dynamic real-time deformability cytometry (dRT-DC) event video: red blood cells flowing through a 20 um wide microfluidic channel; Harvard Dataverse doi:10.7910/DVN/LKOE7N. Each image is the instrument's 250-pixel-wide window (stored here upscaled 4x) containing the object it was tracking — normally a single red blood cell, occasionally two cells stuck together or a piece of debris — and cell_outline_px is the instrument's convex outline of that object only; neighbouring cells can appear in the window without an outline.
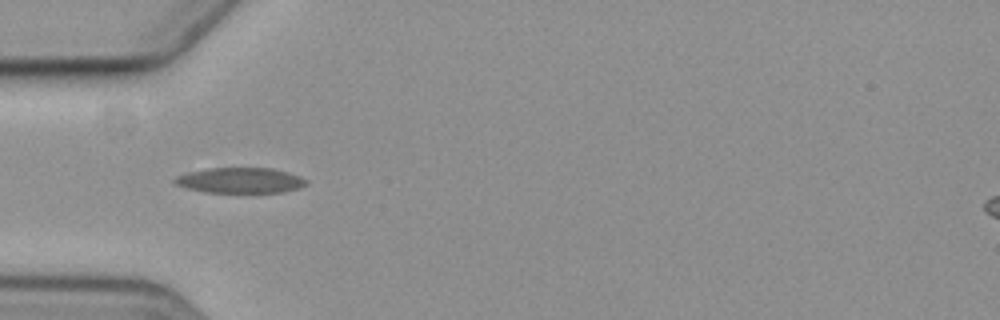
{"species": "common noctule bat (a hibernating species)", "species_latin": "Nyctalus noctula", "temperature_condition": "cold", "stored_images_in_passage": 6, "camera_frame_rate_fps": 3000, "um_per_image_px": 0.085, "animal": {"sex": "female", "body_mass_g": 19.3, "forearm_length_mm": 54.1}, "frame": {"image": 1, "passage_image": 6, "time_ms": 5.667, "image_size_px": [1000, 320], "cell_outline_px": [[308, 184], [300, 188], [284, 192], [204, 192], [172, 184], [172, 180], [176, 176], [188, 172], [208, 168], [272, 168], [288, 172], [300, 176], [308, 180]], "centroid_in_image_um": [20.42, 15.33], "position_along_channel_um": 64.6, "area_um2": 19.65}}